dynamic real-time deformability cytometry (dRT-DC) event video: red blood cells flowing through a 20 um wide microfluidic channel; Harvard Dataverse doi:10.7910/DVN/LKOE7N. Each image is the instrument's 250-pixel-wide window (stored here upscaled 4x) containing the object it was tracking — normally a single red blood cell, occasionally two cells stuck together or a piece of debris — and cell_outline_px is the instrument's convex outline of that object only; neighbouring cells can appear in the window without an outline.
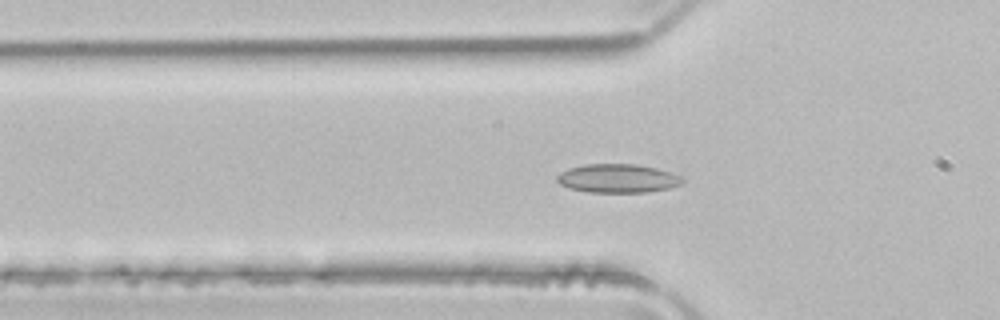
{"species": "common noctule bat (a hibernating species)", "species_latin": "Nyctalus noctula", "temperature_condition": "room temperature", "stored_images_in_passage": 51, "camera_frame_rate_fps": 3000, "um_per_image_px": 0.085, "animal": {"sex": "male", "body_mass_g": 21.5, "forearm_length_mm": 52.0}, "frame": {"image": 1, "passage_image": 16, "time_ms": 5.0, "image_size_px": [1000, 320], "cell_outline_px": [[684, 180], [680, 184], [668, 188], [648, 192], [588, 192], [568, 188], [560, 184], [556, 180], [556, 176], [560, 172], [568, 168], [584, 164], [636, 164], [656, 168], [672, 172], [684, 176]], "centroid_in_image_um": [52.5, 15.16], "position_along_channel_um": 73.3, "area_um2": 21.15}}
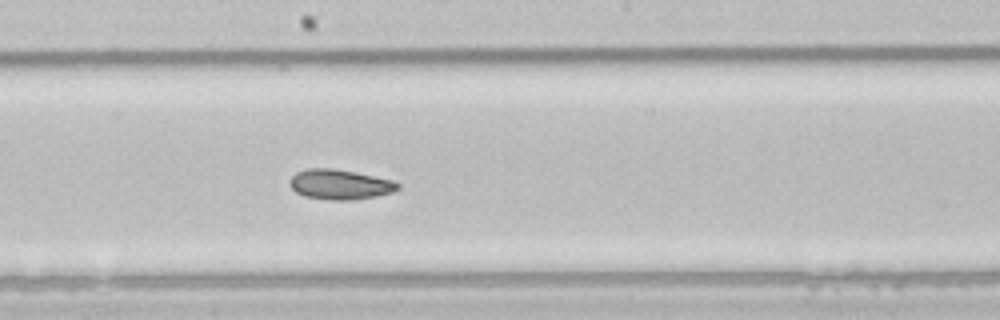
{"frame": {"image": 2, "passage_image": 27, "time_ms": 8.667, "image_size_px": [1000, 320], "cell_outline_px": [[400, 188], [392, 192], [376, 196], [352, 200], [332, 200], [304, 196], [296, 192], [288, 184], [288, 180], [296, 172], [308, 168], [332, 168], [356, 172], [392, 180], [400, 184]], "centroid_in_image_um": [28.87, 15.67], "position_along_channel_um": 219.3, "area_um2": 18.96}}
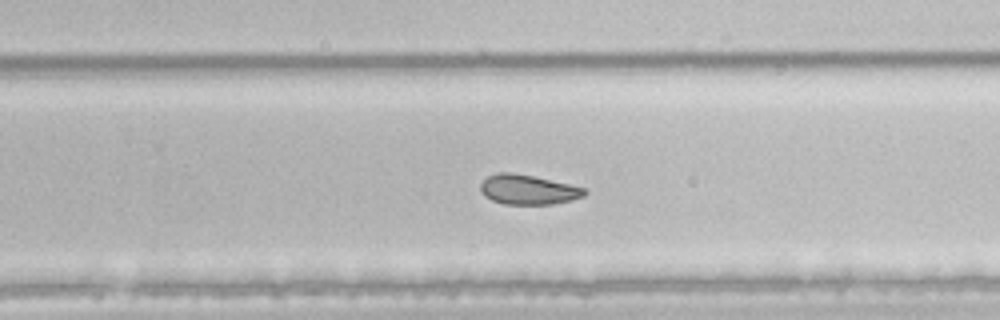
{"frame": {"image": 3, "passage_image": 32, "time_ms": 10.333, "image_size_px": [1000, 320], "cell_outline_px": [[588, 192], [584, 196], [572, 200], [552, 204], [504, 204], [492, 200], [484, 196], [480, 192], [480, 184], [488, 176], [500, 172], [508, 172], [532, 176], [568, 184], [584, 188]], "centroid_in_image_um": [44.86, 16.13], "position_along_channel_um": 284.9, "area_um2": 17.86}, "authors_computed_cell_mechanics": {"area_um2": 20.8658, "velocity_mm_per_s": 3.9663, "shape_relaxation_time_tau1_ms": null, "shape_relaxation_time_tau2_ms": 2.2313, "deformation_change_tau1": null, "deformation_change_tau2": 0.0577}}